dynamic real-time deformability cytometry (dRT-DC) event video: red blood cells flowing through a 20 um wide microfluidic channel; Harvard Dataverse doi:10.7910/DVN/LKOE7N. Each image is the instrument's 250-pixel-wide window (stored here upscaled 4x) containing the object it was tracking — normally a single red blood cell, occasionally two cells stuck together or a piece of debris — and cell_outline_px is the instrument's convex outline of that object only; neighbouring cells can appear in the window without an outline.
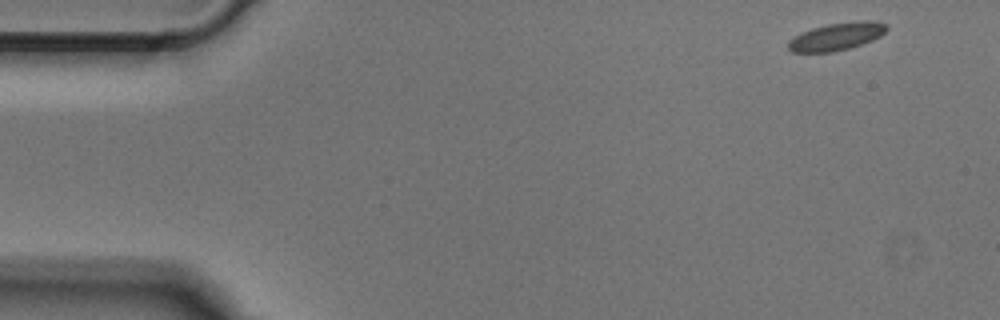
{"species": "Egyptian fruit bat (a non-hibernating species)", "species_latin": "Rousettus aegyptiacus", "temperature_condition": "cold", "stored_images_in_passage": 48, "camera_frame_rate_fps": 3000, "um_per_image_px": 0.085, "animal": {"sex": "male"}, "frame": {"image": 1, "passage_image": 1, "time_ms": 0.0, "image_size_px": [1000, 320], "cell_outline_px": [[888, 28], [880, 36], [872, 40], [848, 48], [832, 52], [792, 52], [788, 48], [788, 40], [800, 32], [812, 28], [828, 24], [860, 20], [876, 20], [884, 24]], "centroid_in_image_um": [71.09, 3.09], "position_along_channel_um": 13.9, "area_um2": 15.78}}
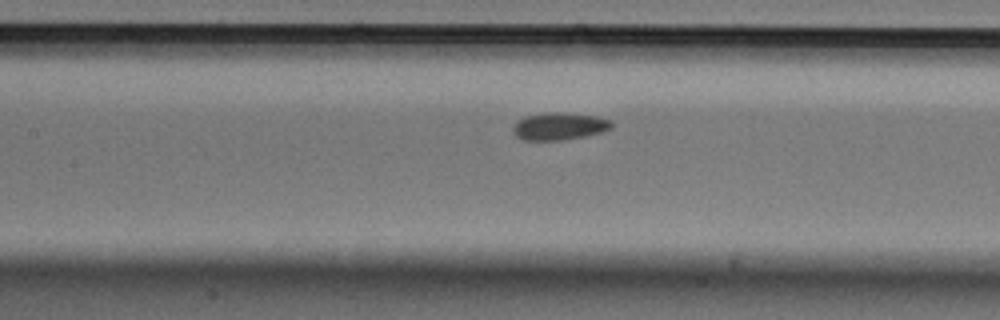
{"frame": {"image": 2, "passage_image": 20, "time_ms": 6.333, "image_size_px": [1000, 320], "cell_outline_px": [[612, 128], [604, 132], [564, 140], [524, 140], [516, 136], [512, 132], [512, 128], [516, 120], [524, 116], [548, 112], [564, 112], [596, 116], [612, 120]], "centroid_in_image_um": [47.53, 10.72], "position_along_channel_um": 159.9, "area_um2": 16.01}}
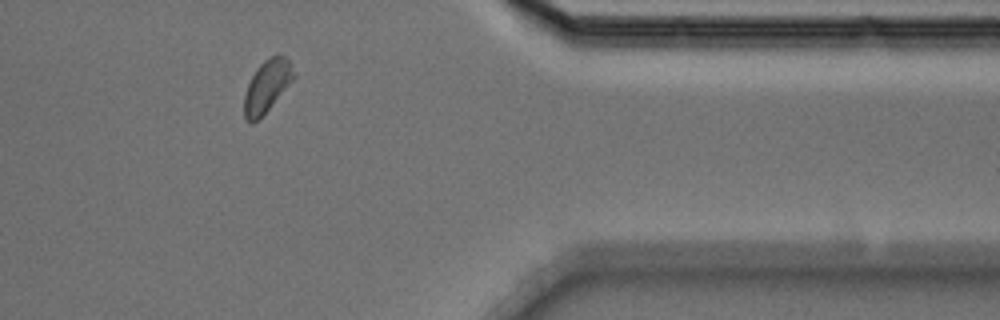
{"frame": {"image": 3, "passage_image": 39, "time_ms": 12.667, "image_size_px": [1000, 320], "cell_outline_px": [[296, 76], [268, 108], [252, 124], [244, 116], [244, 96], [248, 84], [256, 68], [264, 60], [272, 56], [284, 56], [288, 60]], "centroid_in_image_um": [22.67, 7.3], "position_along_channel_um": 388.7, "area_um2": 14.45}}